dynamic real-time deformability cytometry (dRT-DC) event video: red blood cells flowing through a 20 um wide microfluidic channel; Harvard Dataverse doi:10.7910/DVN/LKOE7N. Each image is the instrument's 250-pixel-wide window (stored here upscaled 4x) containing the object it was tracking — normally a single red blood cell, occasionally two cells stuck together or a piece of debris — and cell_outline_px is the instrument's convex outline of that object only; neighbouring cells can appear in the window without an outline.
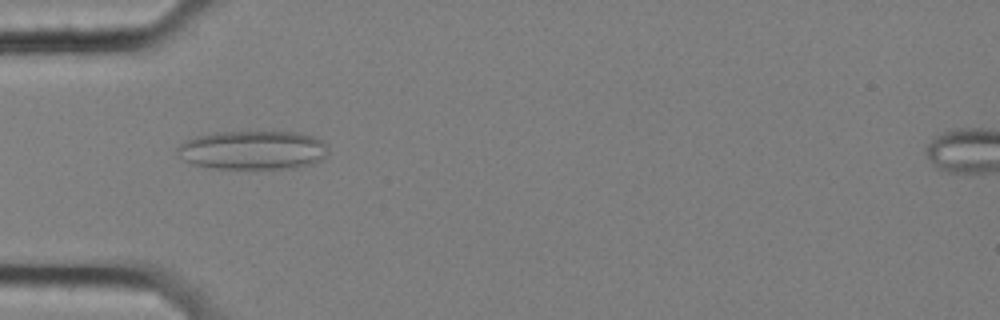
{"species": "common noctule bat (a hibernating species)", "species_latin": "Nyctalus noctula", "temperature_condition": "cold", "stored_images_in_passage": 54, "camera_frame_rate_fps": 3000, "um_per_image_px": 0.085, "animal": {"sex": "female", "body_mass_g": 25.1}, "frame": {"image": 1, "passage_image": 15, "time_ms": 4.667, "image_size_px": [1000, 320], "cell_outline_px": [[328, 152], [320, 160], [312, 164], [296, 168], [220, 168], [192, 164], [184, 160], [180, 156], [176, 148], [184, 140], [196, 136], [216, 132], [300, 132], [312, 136], [328, 144]], "centroid_in_image_um": [21.51, 12.75], "position_along_channel_um": 63.5, "area_um2": 34.16}}
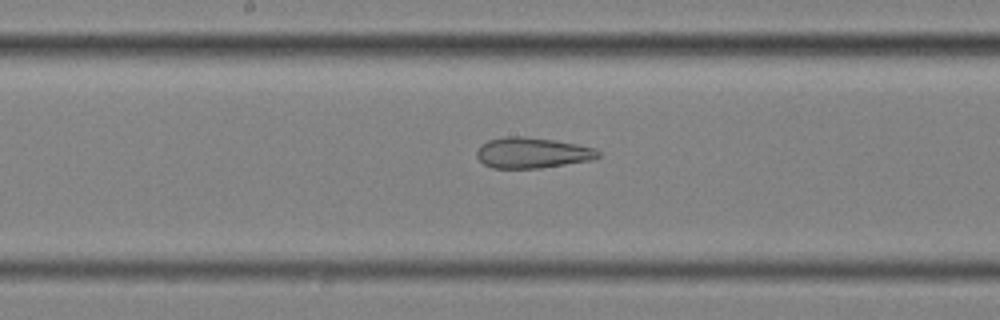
{"frame": {"image": 2, "passage_image": 27, "time_ms": 8.667, "image_size_px": [1000, 320], "cell_outline_px": [[600, 156], [592, 160], [540, 168], [492, 168], [484, 164], [476, 156], [476, 152], [480, 144], [488, 140], [504, 136], [524, 136], [556, 140], [596, 148], [600, 152]], "centroid_in_image_um": [45.23, 12.98], "position_along_channel_um": 203.0, "area_um2": 21.91}}
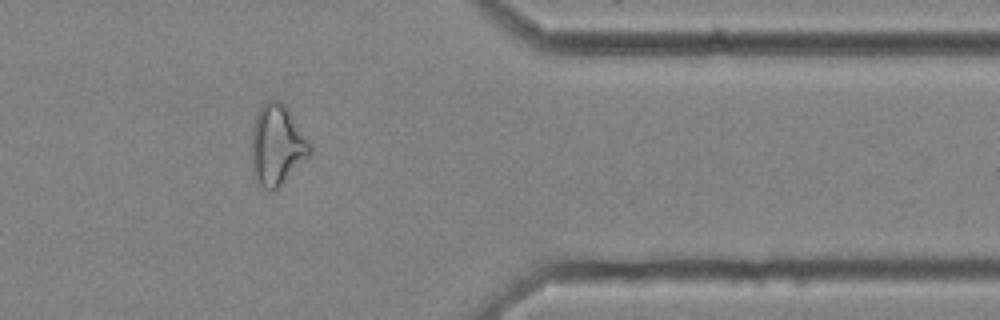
{"frame": {"image": 3, "passage_image": 44, "time_ms": 14.333, "image_size_px": [1000, 320], "cell_outline_px": [[312, 156], [276, 192], [272, 192], [256, 184], [252, 172], [252, 128], [256, 116], [260, 108], [268, 100], [280, 100], [288, 108], [312, 144]], "centroid_in_image_um": [23.59, 12.41], "position_along_channel_um": 387.8, "area_um2": 28.38}, "authors_computed_cell_mechanics": {"area_um2": 28.1197, "velocity_mm_per_s": 3.5229, "shape_relaxation_time_tau1_ms": null, "shape_relaxation_time_tau2_ms": 2.9977, "deformation_change_tau1": null, "deformation_change_tau2": 0.133}}